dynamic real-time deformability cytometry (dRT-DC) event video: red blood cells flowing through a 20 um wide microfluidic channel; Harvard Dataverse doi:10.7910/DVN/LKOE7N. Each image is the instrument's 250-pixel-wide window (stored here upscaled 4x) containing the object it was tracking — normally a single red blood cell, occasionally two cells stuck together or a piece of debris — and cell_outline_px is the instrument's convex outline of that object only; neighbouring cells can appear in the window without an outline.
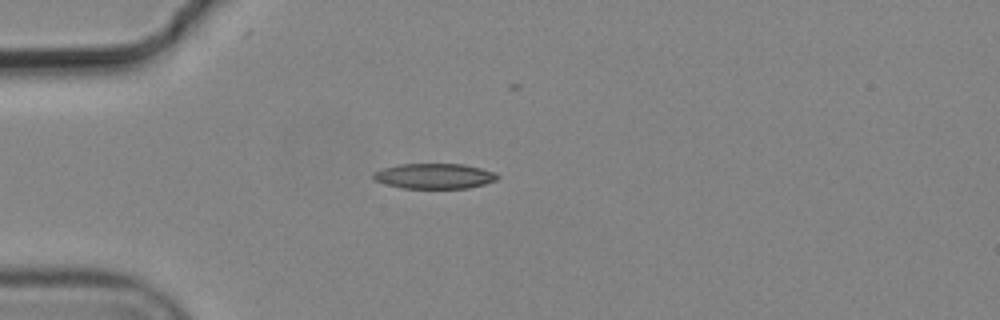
{"species": "common noctule bat (a hibernating species)", "species_latin": "Nyctalus noctula", "temperature_condition": "cold", "stored_images_in_passage": 4, "camera_frame_rate_fps": 3000, "um_per_image_px": 0.085, "animal": {"sex": "male", "body_mass_g": 19.2, "forearm_length_mm": 51.8}, "frame": {"image": 1, "passage_image": 1, "time_ms": 0.0, "image_size_px": [1000, 320], "cell_outline_px": [[500, 176], [496, 180], [484, 184], [468, 188], [400, 188], [384, 184], [376, 180], [372, 176], [372, 172], [384, 168], [400, 164], [464, 164], [496, 172]], "centroid_in_image_um": [36.92, 14.97], "position_along_channel_um": 48.1, "area_um2": 18.32}}
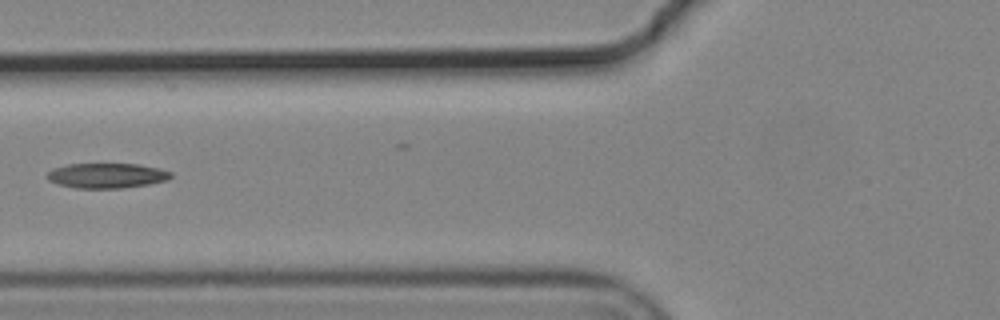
{"frame": {"image": 2, "passage_image": 3, "time_ms": 0.667, "image_size_px": [1000, 320], "cell_outline_px": [[172, 176], [168, 180], [148, 184], [120, 188], [76, 188], [60, 184], [48, 180], [44, 176], [52, 168], [68, 164], [140, 164], [172, 172]], "centroid_in_image_um": [9.05, 14.92], "position_along_channel_um": 116.8, "area_um2": 17.98}}
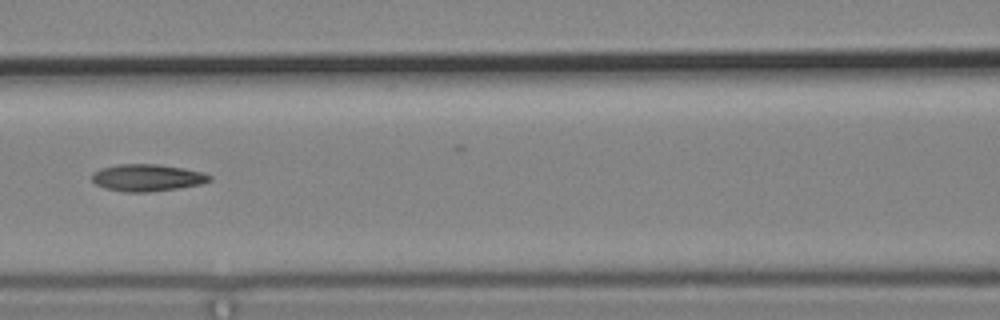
{"frame": {"image": 3, "passage_image": 4, "time_ms": 1.0, "image_size_px": [1000, 320], "cell_outline_px": [[212, 180], [200, 184], [176, 188], [144, 192], [128, 192], [104, 188], [96, 184], [92, 180], [92, 172], [100, 168], [116, 164], [160, 164], [184, 168], [204, 172], [212, 176]], "centroid_in_image_um": [12.5, 15.08], "position_along_channel_um": 154.1, "area_um2": 18.55}}